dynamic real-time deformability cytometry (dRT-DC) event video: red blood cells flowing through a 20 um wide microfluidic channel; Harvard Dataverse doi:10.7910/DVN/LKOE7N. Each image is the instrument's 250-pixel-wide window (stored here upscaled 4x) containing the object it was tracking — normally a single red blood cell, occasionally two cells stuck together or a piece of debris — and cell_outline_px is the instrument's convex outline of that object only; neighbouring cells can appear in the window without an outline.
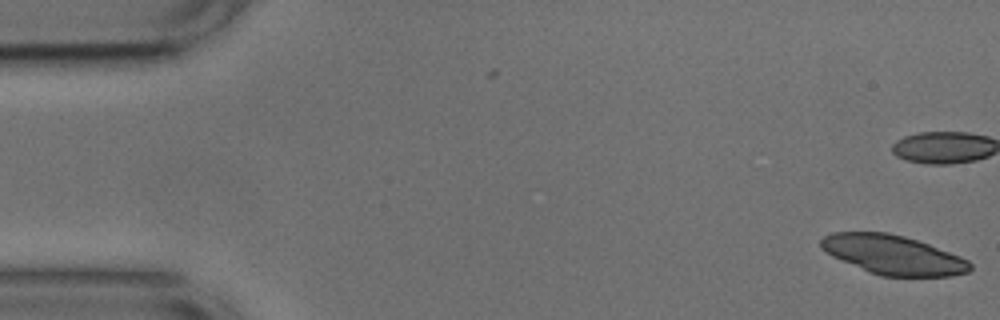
{"species": "common noctule bat (a hibernating species)", "species_latin": "Nyctalus noctula", "temperature_condition": "cold", "stored_images_in_passage": 2, "camera_frame_rate_fps": 3000, "um_per_image_px": 0.085, "animal": {"sex": "male", "body_mass_g": 17.9, "forearm_length_mm": 54.2}, "frame": {"image": 1, "passage_image": 2, "time_ms": 0.333, "image_size_px": [1000, 320], "cell_outline_px": [[972, 268], [968, 272], [952, 276], [880, 276], [832, 256], [820, 248], [820, 240], [824, 236], [832, 232], [888, 232], [904, 236], [928, 244], [960, 256], [968, 260], [972, 264]], "centroid_in_image_um": [75.91, 21.65], "position_along_channel_um": 9.1, "area_um2": 33.93}}